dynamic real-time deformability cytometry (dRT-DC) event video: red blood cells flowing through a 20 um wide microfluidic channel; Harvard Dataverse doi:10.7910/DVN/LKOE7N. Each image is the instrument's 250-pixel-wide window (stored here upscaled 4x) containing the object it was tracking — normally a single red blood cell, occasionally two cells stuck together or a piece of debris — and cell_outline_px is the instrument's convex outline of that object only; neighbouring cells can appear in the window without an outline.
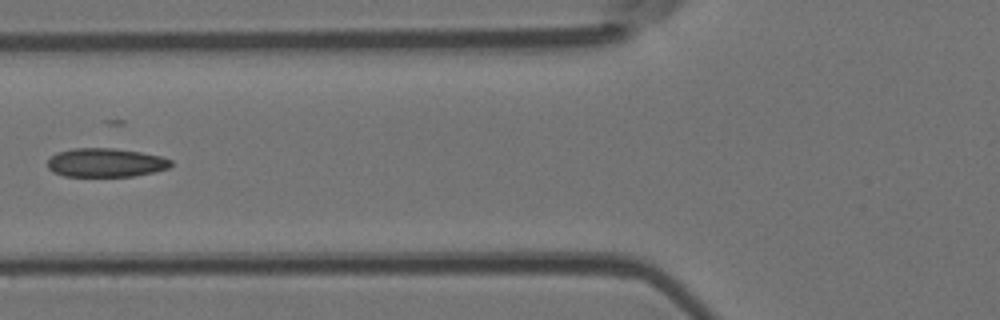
{"species": "Egyptian fruit bat (a non-hibernating species)", "species_latin": "Rousettus aegyptiacus", "temperature_condition": "room temperature", "stored_images_in_passage": 4, "camera_frame_rate_fps": 3000, "um_per_image_px": 0.085, "animal": {"sex": "female"}, "frame": {"image": 1, "passage_image": 2, "time_ms": 1.333, "image_size_px": [1000, 320], "cell_outline_px": [[172, 164], [168, 168], [156, 172], [136, 176], [64, 176], [52, 172], [48, 168], [48, 160], [56, 152], [72, 148], [116, 148], [140, 152], [160, 156], [172, 160]], "centroid_in_image_um": [8.98, 13.82], "position_along_channel_um": 116.8, "area_um2": 20.87}}
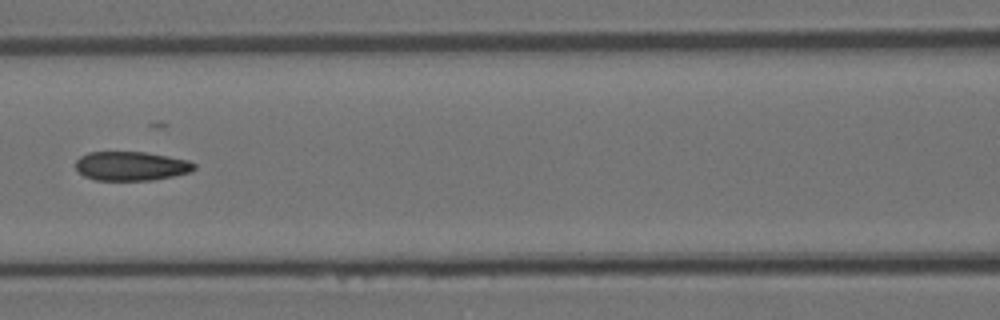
{"frame": {"image": 2, "passage_image": 3, "time_ms": 2.333, "image_size_px": [1000, 320], "cell_outline_px": [[196, 168], [192, 172], [152, 180], [96, 180], [84, 176], [76, 168], [76, 160], [80, 156], [88, 152], [144, 152], [168, 156], [188, 160], [196, 164]], "centroid_in_image_um": [11.16, 14.11], "position_along_channel_um": 155.4, "area_um2": 20.11}}